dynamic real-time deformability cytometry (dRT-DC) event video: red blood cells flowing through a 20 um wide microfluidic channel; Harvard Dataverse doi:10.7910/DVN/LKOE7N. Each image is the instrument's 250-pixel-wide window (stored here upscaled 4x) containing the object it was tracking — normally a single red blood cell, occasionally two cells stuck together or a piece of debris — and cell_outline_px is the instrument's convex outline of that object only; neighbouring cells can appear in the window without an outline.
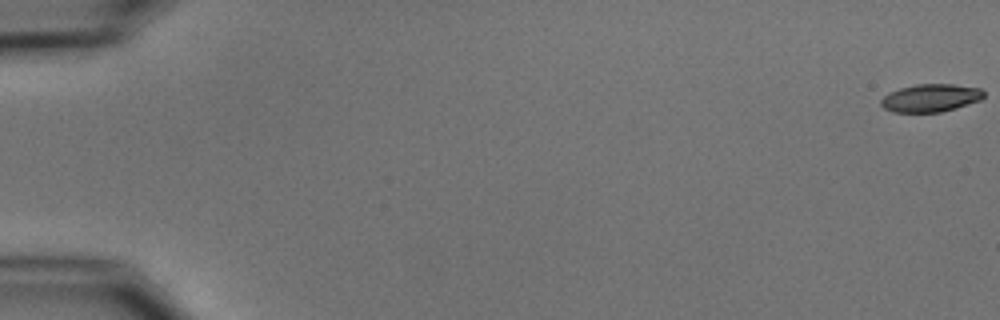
{"species": "common noctule bat (a hibernating species)", "species_latin": "Nyctalus noctula", "temperature_condition": "cold", "stored_images_in_passage": 55, "camera_frame_rate_fps": 3000, "um_per_image_px": 0.085, "animal": {"sex": "male", "body_mass_g": 15.6}, "frame": {"image": 1, "passage_image": 1, "time_ms": 0.0, "image_size_px": [1000, 320], "cell_outline_px": [[984, 96], [980, 100], [956, 108], [940, 112], [892, 112], [884, 108], [880, 104], [880, 100], [888, 92], [900, 88], [916, 84], [952, 84], [980, 88], [984, 92]], "centroid_in_image_um": [79.08, 8.32], "position_along_channel_um": 5.9, "area_um2": 16.7}}
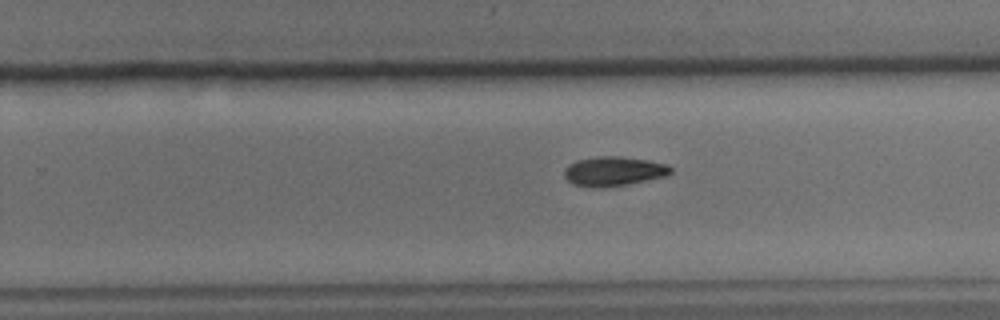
{"frame": {"image": 2, "passage_image": 36, "time_ms": 11.667, "image_size_px": [1000, 320], "cell_outline_px": [[672, 172], [668, 176], [628, 184], [572, 184], [564, 176], [564, 168], [568, 164], [576, 160], [596, 156], [620, 156], [648, 160], [664, 164], [672, 168]], "centroid_in_image_um": [52.2, 14.5], "position_along_channel_um": 277.6, "area_um2": 17.57}}
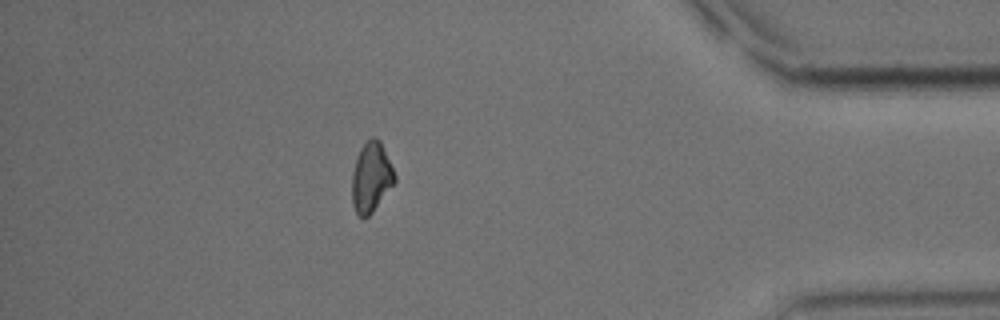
{"frame": {"image": 3, "passage_image": 49, "time_ms": 16.0, "image_size_px": [1000, 320], "cell_outline_px": [[396, 180], [372, 212], [368, 216], [360, 216], [356, 212], [352, 204], [352, 172], [360, 148], [372, 136], [376, 136], [380, 140], [396, 176]], "centroid_in_image_um": [31.54, 15.04], "position_along_channel_um": 403.7, "area_um2": 17.11}, "authors_computed_cell_mechanics": {"area_um2": 17.8024, "velocity_mm_per_s": 3.7415, "shape_relaxation_time_tau1_ms": 4.319, "shape_relaxation_time_tau2_ms": null, "deformation_change_tau1": 0.1248, "deformation_change_tau2": null}}